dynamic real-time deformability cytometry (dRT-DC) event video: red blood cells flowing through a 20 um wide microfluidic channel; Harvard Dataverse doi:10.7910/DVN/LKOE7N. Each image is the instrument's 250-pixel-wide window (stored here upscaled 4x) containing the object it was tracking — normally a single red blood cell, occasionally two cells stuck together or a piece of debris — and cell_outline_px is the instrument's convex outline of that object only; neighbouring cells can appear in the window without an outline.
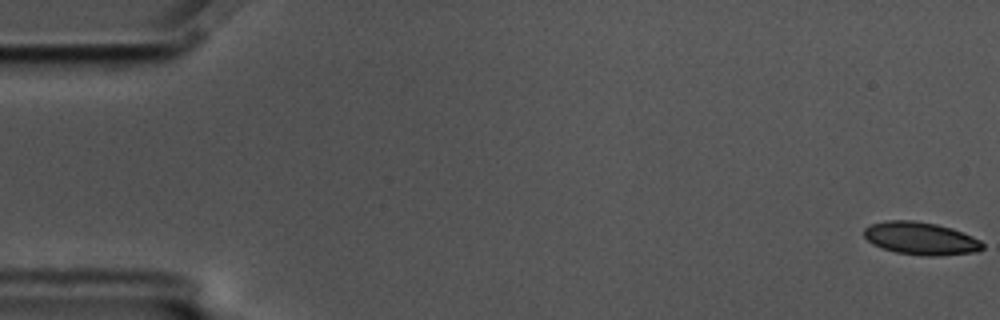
{"species": "common noctule bat (a hibernating species)", "species_latin": "Nyctalus noctula", "temperature_condition": "cold", "stored_images_in_passage": 59, "camera_frame_rate_fps": 3000, "um_per_image_px": 0.085, "animal": {"sex": "male", "body_mass_g": 17.5, "forearm_length_mm": 52.3}, "frame": {"image": 1, "passage_image": 1, "time_ms": 0.0, "image_size_px": [1000, 320], "cell_outline_px": [[984, 248], [976, 252], [936, 256], [928, 256], [896, 252], [872, 244], [864, 236], [864, 228], [872, 224], [888, 220], [912, 220], [936, 224], [952, 228], [972, 236], [980, 240], [984, 244]], "centroid_in_image_um": [78.28, 20.26], "position_along_channel_um": 6.7, "area_um2": 22.48}}
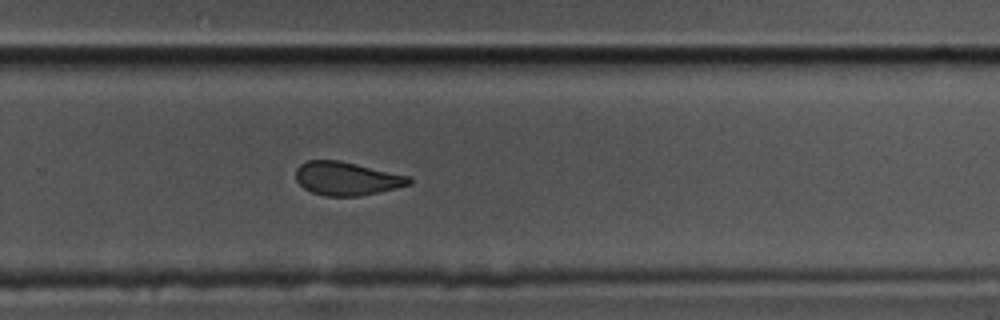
{"frame": {"image": 2, "passage_image": 39, "time_ms": 12.667, "image_size_px": [1000, 320], "cell_outline_px": [[412, 184], [396, 188], [360, 196], [324, 196], [312, 192], [304, 188], [296, 180], [296, 168], [300, 164], [308, 160], [340, 160], [408, 176], [412, 180]], "centroid_in_image_um": [29.45, 15.18], "position_along_channel_um": 300.4, "area_um2": 22.02}}
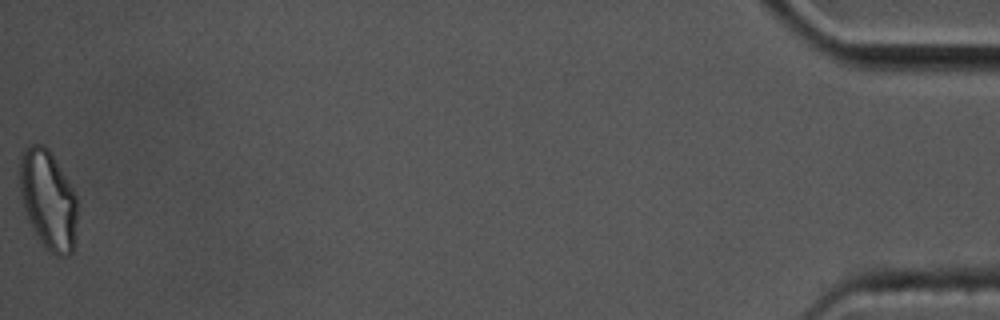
{"frame": {"image": 3, "passage_image": 59, "time_ms": 19.333, "image_size_px": [1000, 320], "cell_outline_px": [[76, 220], [72, 252], [68, 256], [56, 256], [44, 248], [28, 220], [20, 196], [20, 152], [24, 148], [32, 144], [44, 144], [48, 148], [72, 188], [76, 196]], "centroid_in_image_um": [4.06, 16.97], "position_along_channel_um": 431.1, "area_um2": 33.12}, "authors_computed_cell_mechanics": {"area_um2": 23.5824, "velocity_mm_per_s": 3.4506, "shape_relaxation_time_tau1_ms": 3.5716, "shape_relaxation_time_tau2_ms": 2.0883, "deformation_change_tau1": 0.1056, "deformation_change_tau2": 0.0784}}